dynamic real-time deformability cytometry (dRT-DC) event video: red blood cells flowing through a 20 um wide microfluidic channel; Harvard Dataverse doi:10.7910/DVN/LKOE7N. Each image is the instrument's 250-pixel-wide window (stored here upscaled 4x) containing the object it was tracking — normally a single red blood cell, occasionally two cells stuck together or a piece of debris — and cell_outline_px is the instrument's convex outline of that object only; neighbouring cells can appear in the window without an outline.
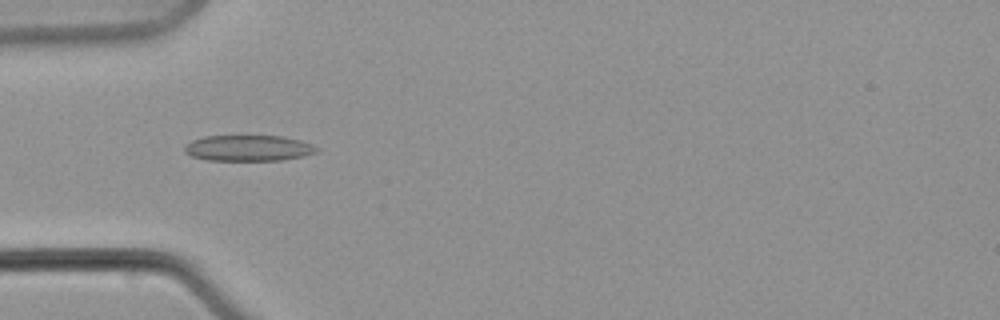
{"species": "common noctule bat (a hibernating species)", "species_latin": "Nyctalus noctula", "temperature_condition": "warm", "stored_images_in_passage": 6, "camera_frame_rate_fps": 3000, "um_per_image_px": 0.085, "animal": {"sex": "male", "body_mass_g": 21.5, "forearm_length_mm": 52.0}, "frame": {"image": 1, "passage_image": 5, "time_ms": 4.667, "image_size_px": [1000, 320], "cell_outline_px": [[320, 148], [316, 152], [304, 156], [280, 160], [208, 160], [192, 156], [184, 152], [184, 148], [192, 140], [204, 136], [280, 136], [300, 140]], "centroid_in_image_um": [21.11, 12.59], "position_along_channel_um": 63.9, "area_um2": 19.77}}
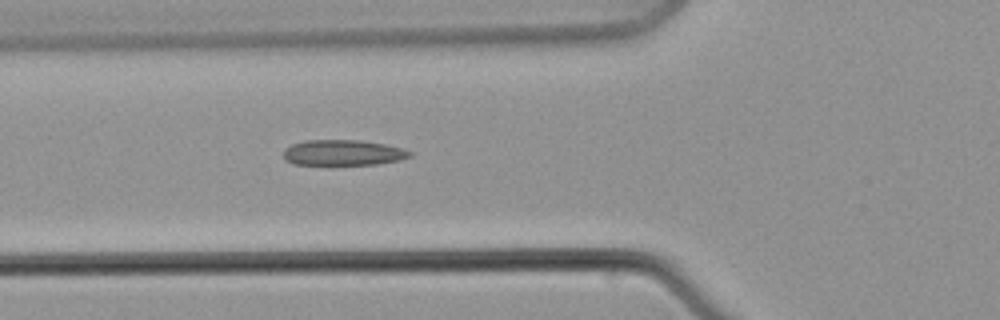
{"frame": {"image": 2, "passage_image": 6, "time_ms": 6.0, "image_size_px": [1000, 320], "cell_outline_px": [[412, 156], [400, 160], [376, 164], [292, 164], [284, 160], [284, 148], [292, 144], [304, 140], [360, 140], [384, 144], [400, 148], [412, 152]], "centroid_in_image_um": [29.13, 12.97], "position_along_channel_um": 96.7, "area_um2": 18.79}}